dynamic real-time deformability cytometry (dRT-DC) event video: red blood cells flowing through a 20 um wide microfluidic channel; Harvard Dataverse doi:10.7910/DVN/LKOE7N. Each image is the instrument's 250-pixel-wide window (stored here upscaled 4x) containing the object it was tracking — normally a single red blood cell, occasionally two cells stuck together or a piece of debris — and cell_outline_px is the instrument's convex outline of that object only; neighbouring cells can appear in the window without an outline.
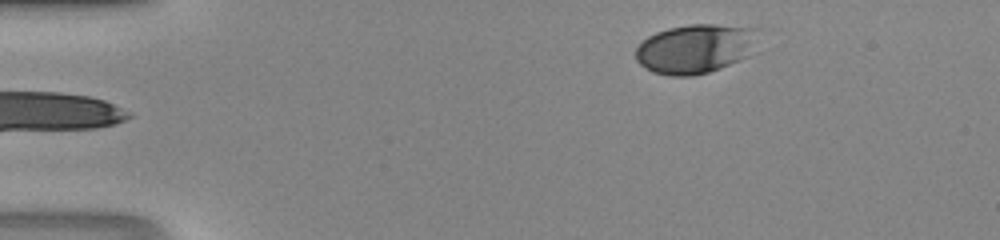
{"species": "human", "species_latin": "Homo sapiens", "temperature_condition": "room temperature", "stored_images_in_passage": 34, "camera_frame_rate_fps": 3000, "um_per_image_px": 0.085, "donor": {"sex": "male"}, "frame": {"image": 1, "passage_image": 2, "time_ms": 0.333, "image_size_px": [1000, 240], "cell_outline_px": [[768, 28], [748, 56], [720, 68], [708, 72], [692, 76], [672, 76], [652, 72], [644, 68], [636, 60], [636, 48], [648, 36], [656, 32], [668, 28], [692, 24], [712, 24]], "centroid_in_image_um": [59.21, 4.11], "position_along_channel_um": 25.8, "area_um2": 35.95}}
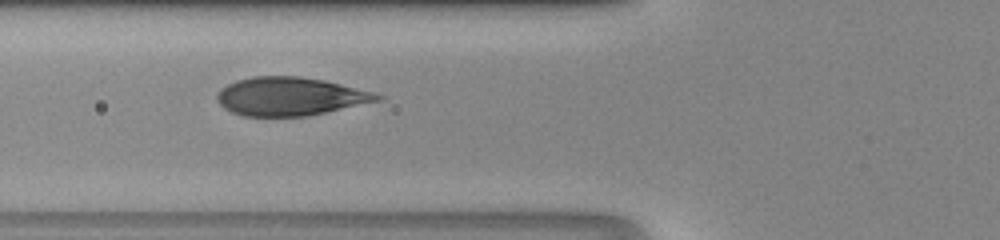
{"frame": {"image": 2, "passage_image": 13, "time_ms": 4.0, "image_size_px": [1000, 240], "cell_outline_px": [[384, 100], [308, 116], [244, 116], [232, 112], [224, 108], [220, 104], [216, 96], [220, 88], [236, 80], [252, 76], [300, 76], [324, 80], [372, 92], [384, 96]], "centroid_in_image_um": [24.67, 8.19], "position_along_channel_um": 101.1, "area_um2": 35.89}}
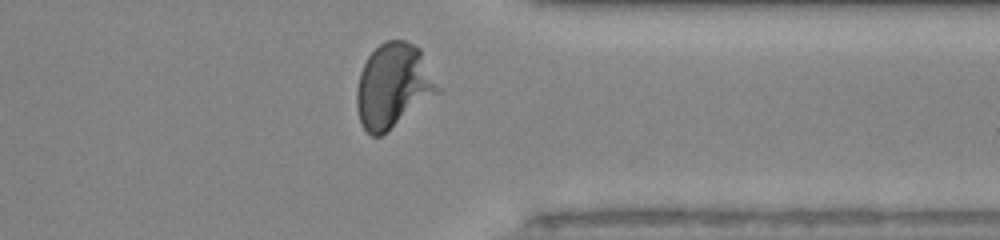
{"frame": {"image": 3, "passage_image": 32, "time_ms": 10.333, "image_size_px": [1000, 240], "cell_outline_px": [[440, 92], [380, 136], [372, 136], [364, 128], [360, 120], [356, 108], [356, 88], [360, 72], [368, 56], [380, 44], [388, 40], [404, 40], [420, 48], [440, 88]], "centroid_in_image_um": [33.41, 7.28], "position_along_channel_um": 378.0, "area_um2": 39.48}}